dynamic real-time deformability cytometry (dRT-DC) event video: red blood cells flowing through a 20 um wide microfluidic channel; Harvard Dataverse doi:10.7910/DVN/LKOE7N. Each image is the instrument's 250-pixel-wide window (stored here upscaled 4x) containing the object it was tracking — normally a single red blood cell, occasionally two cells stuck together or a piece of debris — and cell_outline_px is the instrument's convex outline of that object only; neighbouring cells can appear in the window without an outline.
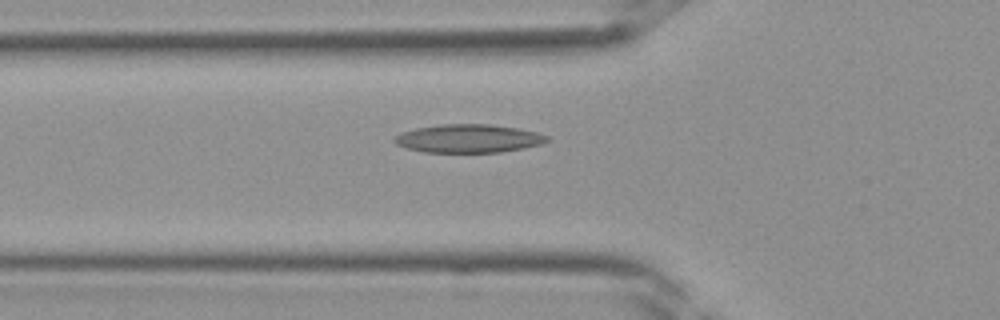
{"species": "Egyptian fruit bat (a non-hibernating species)", "species_latin": "Rousettus aegyptiacus", "temperature_condition": "room temperature", "stored_images_in_passage": 37, "camera_frame_rate_fps": 3000, "um_per_image_px": 0.085, "frame": {"image": 1, "passage_image": 13, "time_ms": 4.0, "image_size_px": [1000, 320], "cell_outline_px": [[548, 140], [540, 144], [524, 148], [500, 152], [424, 152], [404, 148], [396, 144], [392, 140], [400, 132], [416, 128], [440, 124], [492, 124], [516, 128], [536, 132], [548, 136]], "centroid_in_image_um": [39.77, 11.77], "position_along_channel_um": 86.0, "area_um2": 25.2}}
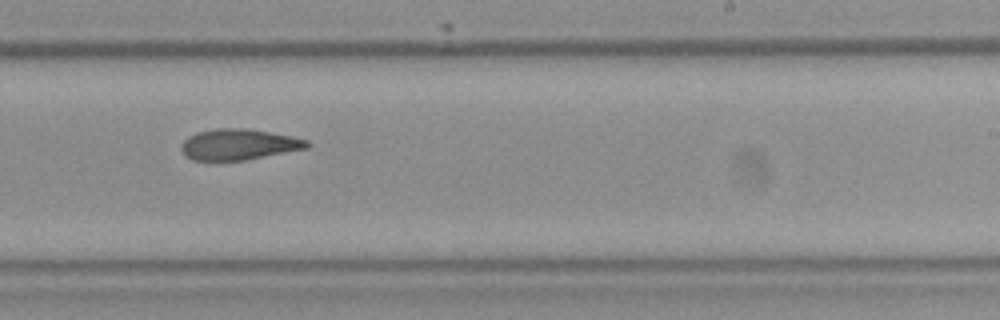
{"frame": {"image": 2, "passage_image": 23, "time_ms": 7.333, "image_size_px": [1000, 320], "cell_outline_px": [[312, 144], [308, 148], [244, 160], [192, 160], [184, 156], [180, 148], [180, 144], [188, 136], [196, 132], [212, 128], [244, 128], [292, 136], [308, 140]], "centroid_in_image_um": [20.26, 12.27], "position_along_channel_um": 268.7, "area_um2": 22.77}}
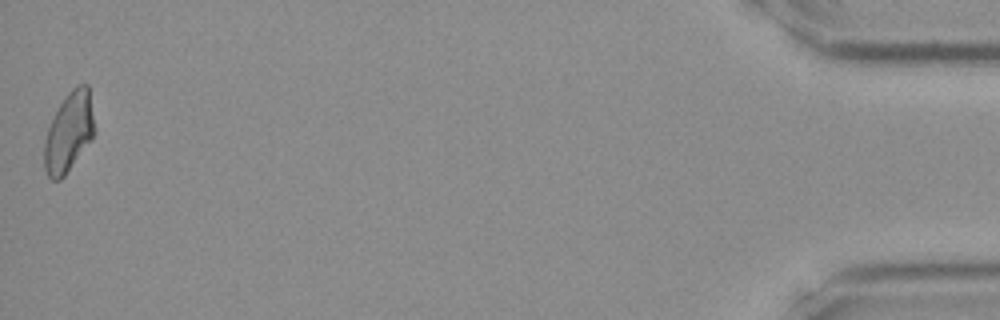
{"frame": {"image": 3, "passage_image": 37, "time_ms": 12.0, "image_size_px": [1000, 320], "cell_outline_px": [[96, 132], [92, 140], [64, 176], [60, 180], [52, 180], [48, 176], [44, 168], [44, 140], [48, 128], [60, 104], [68, 92], [76, 84], [88, 84], [96, 128]], "centroid_in_image_um": [5.88, 11.23], "position_along_channel_um": 429.3, "area_um2": 23.47}}